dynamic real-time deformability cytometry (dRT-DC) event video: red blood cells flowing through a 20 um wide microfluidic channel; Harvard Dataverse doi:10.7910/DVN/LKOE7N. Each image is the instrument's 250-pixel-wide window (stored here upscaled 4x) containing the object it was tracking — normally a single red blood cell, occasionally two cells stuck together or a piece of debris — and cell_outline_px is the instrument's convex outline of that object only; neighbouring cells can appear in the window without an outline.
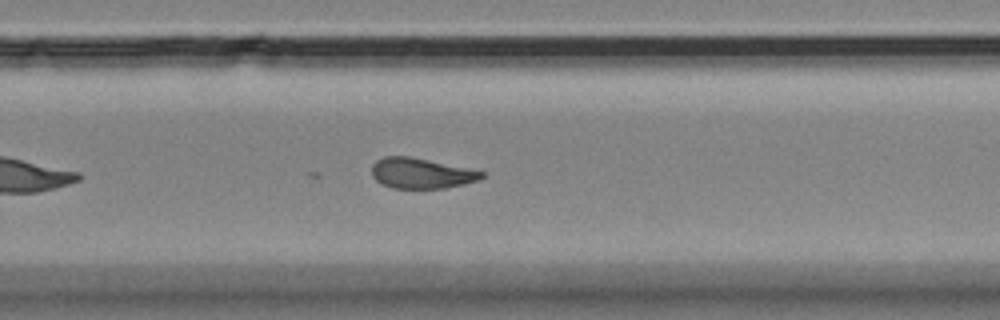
{"species": "Egyptian fruit bat (a non-hibernating species)", "species_latin": "Rousettus aegyptiacus", "temperature_condition": "room temperature", "stored_images_in_passage": 40, "camera_frame_rate_fps": 3000, "um_per_image_px": 0.085, "animal": {"sex": "female"}, "frame": {"image": 1, "passage_image": 23, "time_ms": 7.333, "image_size_px": [1000, 320], "cell_outline_px": [[484, 176], [476, 180], [464, 184], [444, 188], [392, 188], [380, 184], [372, 176], [372, 164], [376, 160], [384, 156], [412, 156], [484, 172]], "centroid_in_image_um": [35.74, 14.72], "position_along_channel_um": 294.1, "area_um2": 19.42}}
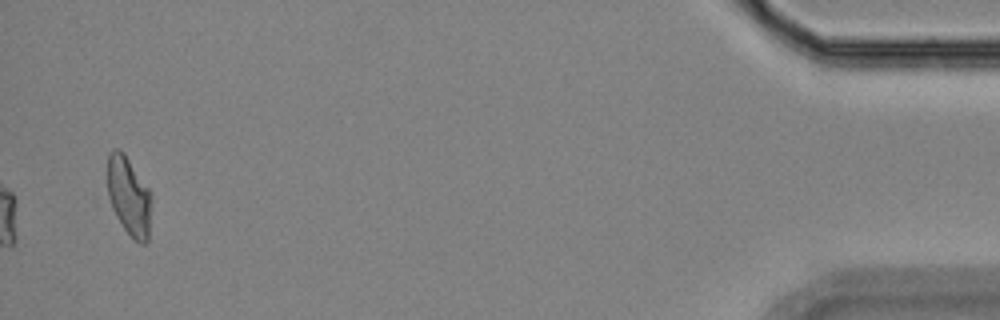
{"frame": {"image": 2, "passage_image": 40, "time_ms": 13.0, "image_size_px": [1000, 320], "cell_outline_px": [[152, 200], [148, 240], [144, 244], [140, 244], [124, 228], [116, 216], [112, 208], [108, 196], [108, 156], [112, 148], [120, 148], [124, 152], [148, 188], [152, 196]], "centroid_in_image_um": [10.96, 16.65], "position_along_channel_um": 424.2, "area_um2": 20.17}}